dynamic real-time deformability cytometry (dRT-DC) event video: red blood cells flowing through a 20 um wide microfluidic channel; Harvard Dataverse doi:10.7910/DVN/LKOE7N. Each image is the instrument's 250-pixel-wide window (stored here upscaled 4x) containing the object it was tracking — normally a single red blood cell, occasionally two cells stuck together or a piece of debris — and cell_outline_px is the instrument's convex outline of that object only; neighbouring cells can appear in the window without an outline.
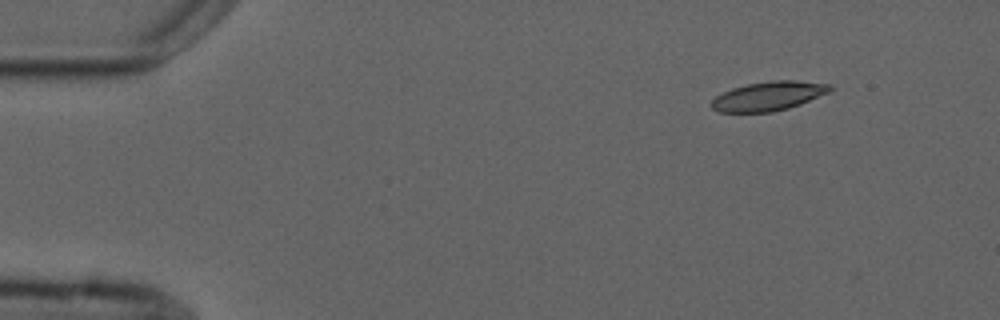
{"species": "common noctule bat (a hibernating species)", "species_latin": "Nyctalus noctula", "temperature_condition": "cold", "stored_images_in_passage": 4, "camera_frame_rate_fps": 3000, "um_per_image_px": 0.085, "animal": {"sex": "male", "forearm_length_mm": 52.5}, "frame": {"image": 1, "passage_image": 1, "time_ms": 0.0, "image_size_px": [1000, 320], "cell_outline_px": [[832, 88], [828, 92], [800, 104], [788, 108], [772, 112], [720, 112], [712, 108], [712, 100], [716, 96], [732, 88], [748, 84], [772, 80], [796, 80], [832, 84]], "centroid_in_image_um": [65.33, 8.16], "position_along_channel_um": 19.7, "area_um2": 19.94}}
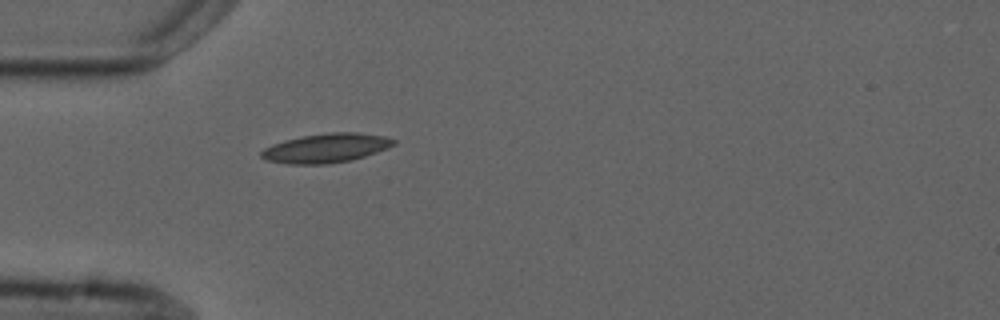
{"frame": {"image": 2, "passage_image": 4, "time_ms": 3.333, "image_size_px": [1000, 320], "cell_outline_px": [[396, 144], [388, 148], [364, 156], [348, 160], [328, 164], [288, 164], [264, 160], [260, 156], [260, 152], [264, 148], [272, 144], [284, 140], [304, 136], [332, 132], [356, 132], [384, 136], [396, 140]], "centroid_in_image_um": [27.69, 12.59], "position_along_channel_um": 57.3, "area_um2": 22.43}}